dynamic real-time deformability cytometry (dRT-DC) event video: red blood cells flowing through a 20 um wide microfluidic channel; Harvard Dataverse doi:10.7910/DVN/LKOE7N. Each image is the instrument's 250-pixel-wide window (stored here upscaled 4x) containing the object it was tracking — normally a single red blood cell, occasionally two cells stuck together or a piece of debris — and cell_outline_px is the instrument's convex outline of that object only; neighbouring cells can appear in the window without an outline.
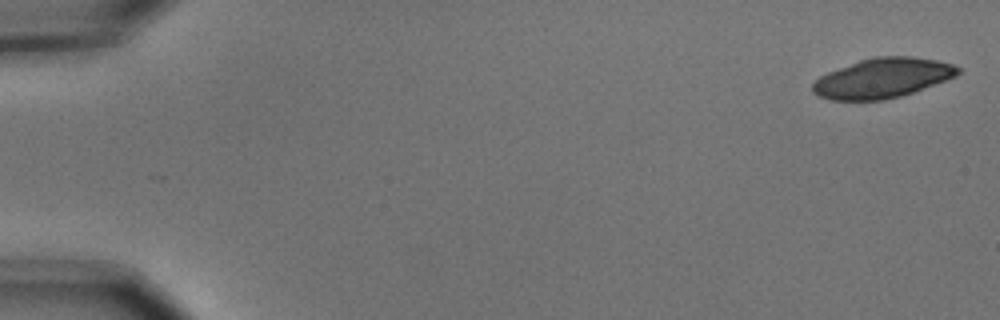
{"species": "common noctule bat (a hibernating species)", "species_latin": "Nyctalus noctula", "temperature_condition": "cold", "stored_images_in_passage": 5, "camera_frame_rate_fps": 3000, "um_per_image_px": 0.085, "animal": {"sex": "male", "body_mass_g": 15.6}, "frame": {"image": 1, "passage_image": 1, "time_ms": 0.0, "image_size_px": [1000, 320], "cell_outline_px": [[960, 72], [956, 76], [912, 92], [900, 96], [884, 100], [832, 100], [820, 96], [812, 92], [812, 84], [820, 76], [828, 72], [860, 60], [872, 56], [912, 56], [936, 60], [952, 64], [960, 68]], "centroid_in_image_um": [75.0, 6.63], "position_along_channel_um": 10.0, "area_um2": 33.41}}